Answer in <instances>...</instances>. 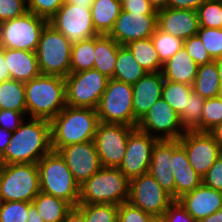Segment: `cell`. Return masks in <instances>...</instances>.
Instances as JSON below:
<instances>
[{"mask_svg": "<svg viewBox=\"0 0 222 222\" xmlns=\"http://www.w3.org/2000/svg\"><path fill=\"white\" fill-rule=\"evenodd\" d=\"M196 35L213 60L222 57V28L199 27Z\"/></svg>", "mask_w": 222, "mask_h": 222, "instance_id": "obj_41", "label": "cell"}, {"mask_svg": "<svg viewBox=\"0 0 222 222\" xmlns=\"http://www.w3.org/2000/svg\"><path fill=\"white\" fill-rule=\"evenodd\" d=\"M32 202L0 201V222H26Z\"/></svg>", "mask_w": 222, "mask_h": 222, "instance_id": "obj_40", "label": "cell"}, {"mask_svg": "<svg viewBox=\"0 0 222 222\" xmlns=\"http://www.w3.org/2000/svg\"><path fill=\"white\" fill-rule=\"evenodd\" d=\"M39 192L37 164L0 165V201L32 202Z\"/></svg>", "mask_w": 222, "mask_h": 222, "instance_id": "obj_6", "label": "cell"}, {"mask_svg": "<svg viewBox=\"0 0 222 222\" xmlns=\"http://www.w3.org/2000/svg\"><path fill=\"white\" fill-rule=\"evenodd\" d=\"M26 114L9 109H0V127L14 132L25 120Z\"/></svg>", "mask_w": 222, "mask_h": 222, "instance_id": "obj_48", "label": "cell"}, {"mask_svg": "<svg viewBox=\"0 0 222 222\" xmlns=\"http://www.w3.org/2000/svg\"><path fill=\"white\" fill-rule=\"evenodd\" d=\"M196 222L222 208V191L203 184L177 199Z\"/></svg>", "mask_w": 222, "mask_h": 222, "instance_id": "obj_21", "label": "cell"}, {"mask_svg": "<svg viewBox=\"0 0 222 222\" xmlns=\"http://www.w3.org/2000/svg\"><path fill=\"white\" fill-rule=\"evenodd\" d=\"M222 123V95L205 99L201 116V132H209Z\"/></svg>", "mask_w": 222, "mask_h": 222, "instance_id": "obj_39", "label": "cell"}, {"mask_svg": "<svg viewBox=\"0 0 222 222\" xmlns=\"http://www.w3.org/2000/svg\"><path fill=\"white\" fill-rule=\"evenodd\" d=\"M65 0H27V11L50 20Z\"/></svg>", "mask_w": 222, "mask_h": 222, "instance_id": "obj_42", "label": "cell"}, {"mask_svg": "<svg viewBox=\"0 0 222 222\" xmlns=\"http://www.w3.org/2000/svg\"><path fill=\"white\" fill-rule=\"evenodd\" d=\"M148 1L157 11L167 6V0H148Z\"/></svg>", "mask_w": 222, "mask_h": 222, "instance_id": "obj_58", "label": "cell"}, {"mask_svg": "<svg viewBox=\"0 0 222 222\" xmlns=\"http://www.w3.org/2000/svg\"><path fill=\"white\" fill-rule=\"evenodd\" d=\"M199 27L197 11L167 7L157 11V28L183 41L195 36Z\"/></svg>", "mask_w": 222, "mask_h": 222, "instance_id": "obj_19", "label": "cell"}, {"mask_svg": "<svg viewBox=\"0 0 222 222\" xmlns=\"http://www.w3.org/2000/svg\"><path fill=\"white\" fill-rule=\"evenodd\" d=\"M151 40L162 64L184 47L183 40L169 33L163 32L158 28L154 31Z\"/></svg>", "mask_w": 222, "mask_h": 222, "instance_id": "obj_36", "label": "cell"}, {"mask_svg": "<svg viewBox=\"0 0 222 222\" xmlns=\"http://www.w3.org/2000/svg\"><path fill=\"white\" fill-rule=\"evenodd\" d=\"M61 222H85V221L83 218V214L76 207H72Z\"/></svg>", "mask_w": 222, "mask_h": 222, "instance_id": "obj_52", "label": "cell"}, {"mask_svg": "<svg viewBox=\"0 0 222 222\" xmlns=\"http://www.w3.org/2000/svg\"><path fill=\"white\" fill-rule=\"evenodd\" d=\"M98 124L96 109L66 105L50 121L52 150L94 140Z\"/></svg>", "mask_w": 222, "mask_h": 222, "instance_id": "obj_2", "label": "cell"}, {"mask_svg": "<svg viewBox=\"0 0 222 222\" xmlns=\"http://www.w3.org/2000/svg\"><path fill=\"white\" fill-rule=\"evenodd\" d=\"M72 43L47 24L41 32L36 50L41 74L66 77L70 74Z\"/></svg>", "mask_w": 222, "mask_h": 222, "instance_id": "obj_7", "label": "cell"}, {"mask_svg": "<svg viewBox=\"0 0 222 222\" xmlns=\"http://www.w3.org/2000/svg\"><path fill=\"white\" fill-rule=\"evenodd\" d=\"M162 217L165 222H196L178 200L169 205Z\"/></svg>", "mask_w": 222, "mask_h": 222, "instance_id": "obj_47", "label": "cell"}, {"mask_svg": "<svg viewBox=\"0 0 222 222\" xmlns=\"http://www.w3.org/2000/svg\"><path fill=\"white\" fill-rule=\"evenodd\" d=\"M202 184L215 190L222 191V153L209 168L208 172L202 177Z\"/></svg>", "mask_w": 222, "mask_h": 222, "instance_id": "obj_46", "label": "cell"}, {"mask_svg": "<svg viewBox=\"0 0 222 222\" xmlns=\"http://www.w3.org/2000/svg\"><path fill=\"white\" fill-rule=\"evenodd\" d=\"M48 20L26 12L0 24V48L36 52L41 32Z\"/></svg>", "mask_w": 222, "mask_h": 222, "instance_id": "obj_9", "label": "cell"}, {"mask_svg": "<svg viewBox=\"0 0 222 222\" xmlns=\"http://www.w3.org/2000/svg\"><path fill=\"white\" fill-rule=\"evenodd\" d=\"M172 154L173 140H158L152 150L149 173L175 200Z\"/></svg>", "mask_w": 222, "mask_h": 222, "instance_id": "obj_22", "label": "cell"}, {"mask_svg": "<svg viewBox=\"0 0 222 222\" xmlns=\"http://www.w3.org/2000/svg\"><path fill=\"white\" fill-rule=\"evenodd\" d=\"M28 121L12 132L9 145L0 156V164H37L52 151L50 121L36 118Z\"/></svg>", "mask_w": 222, "mask_h": 222, "instance_id": "obj_1", "label": "cell"}, {"mask_svg": "<svg viewBox=\"0 0 222 222\" xmlns=\"http://www.w3.org/2000/svg\"><path fill=\"white\" fill-rule=\"evenodd\" d=\"M108 80L95 69L70 73L65 77L66 105L96 109Z\"/></svg>", "mask_w": 222, "mask_h": 222, "instance_id": "obj_10", "label": "cell"}, {"mask_svg": "<svg viewBox=\"0 0 222 222\" xmlns=\"http://www.w3.org/2000/svg\"><path fill=\"white\" fill-rule=\"evenodd\" d=\"M12 132L0 127V156L4 153L9 145Z\"/></svg>", "mask_w": 222, "mask_h": 222, "instance_id": "obj_53", "label": "cell"}, {"mask_svg": "<svg viewBox=\"0 0 222 222\" xmlns=\"http://www.w3.org/2000/svg\"><path fill=\"white\" fill-rule=\"evenodd\" d=\"M209 133L212 135V137L218 143L220 149L222 150V123L216 125L213 129L209 131Z\"/></svg>", "mask_w": 222, "mask_h": 222, "instance_id": "obj_55", "label": "cell"}, {"mask_svg": "<svg viewBox=\"0 0 222 222\" xmlns=\"http://www.w3.org/2000/svg\"><path fill=\"white\" fill-rule=\"evenodd\" d=\"M11 79L10 71L4 59V48H0V82Z\"/></svg>", "mask_w": 222, "mask_h": 222, "instance_id": "obj_51", "label": "cell"}, {"mask_svg": "<svg viewBox=\"0 0 222 222\" xmlns=\"http://www.w3.org/2000/svg\"><path fill=\"white\" fill-rule=\"evenodd\" d=\"M157 141V138L136 127L127 139L125 156L118 169L129 180L148 173L152 150Z\"/></svg>", "mask_w": 222, "mask_h": 222, "instance_id": "obj_15", "label": "cell"}, {"mask_svg": "<svg viewBox=\"0 0 222 222\" xmlns=\"http://www.w3.org/2000/svg\"><path fill=\"white\" fill-rule=\"evenodd\" d=\"M164 77L161 72H148L133 88L134 127L148 112L151 106L162 97Z\"/></svg>", "mask_w": 222, "mask_h": 222, "instance_id": "obj_20", "label": "cell"}, {"mask_svg": "<svg viewBox=\"0 0 222 222\" xmlns=\"http://www.w3.org/2000/svg\"><path fill=\"white\" fill-rule=\"evenodd\" d=\"M32 203L44 222H61L73 207L66 200L41 191Z\"/></svg>", "mask_w": 222, "mask_h": 222, "instance_id": "obj_30", "label": "cell"}, {"mask_svg": "<svg viewBox=\"0 0 222 222\" xmlns=\"http://www.w3.org/2000/svg\"><path fill=\"white\" fill-rule=\"evenodd\" d=\"M148 222H165L163 217H152Z\"/></svg>", "mask_w": 222, "mask_h": 222, "instance_id": "obj_60", "label": "cell"}, {"mask_svg": "<svg viewBox=\"0 0 222 222\" xmlns=\"http://www.w3.org/2000/svg\"><path fill=\"white\" fill-rule=\"evenodd\" d=\"M198 65L182 47L174 56L167 60L162 67L164 80L192 85L196 78Z\"/></svg>", "mask_w": 222, "mask_h": 222, "instance_id": "obj_25", "label": "cell"}, {"mask_svg": "<svg viewBox=\"0 0 222 222\" xmlns=\"http://www.w3.org/2000/svg\"><path fill=\"white\" fill-rule=\"evenodd\" d=\"M133 88L124 82L109 79L96 108L99 122L134 127Z\"/></svg>", "mask_w": 222, "mask_h": 222, "instance_id": "obj_8", "label": "cell"}, {"mask_svg": "<svg viewBox=\"0 0 222 222\" xmlns=\"http://www.w3.org/2000/svg\"><path fill=\"white\" fill-rule=\"evenodd\" d=\"M152 217L128 201L118 206V222H148Z\"/></svg>", "mask_w": 222, "mask_h": 222, "instance_id": "obj_45", "label": "cell"}, {"mask_svg": "<svg viewBox=\"0 0 222 222\" xmlns=\"http://www.w3.org/2000/svg\"><path fill=\"white\" fill-rule=\"evenodd\" d=\"M24 86L30 118L51 121L66 106L65 77L40 74Z\"/></svg>", "mask_w": 222, "mask_h": 222, "instance_id": "obj_3", "label": "cell"}, {"mask_svg": "<svg viewBox=\"0 0 222 222\" xmlns=\"http://www.w3.org/2000/svg\"><path fill=\"white\" fill-rule=\"evenodd\" d=\"M157 28V15H141L121 10L113 29L108 34L116 43L127 45L131 41L151 38Z\"/></svg>", "mask_w": 222, "mask_h": 222, "instance_id": "obj_18", "label": "cell"}, {"mask_svg": "<svg viewBox=\"0 0 222 222\" xmlns=\"http://www.w3.org/2000/svg\"><path fill=\"white\" fill-rule=\"evenodd\" d=\"M215 63H216L217 69H218L219 79H220V83L222 86V57L215 59Z\"/></svg>", "mask_w": 222, "mask_h": 222, "instance_id": "obj_59", "label": "cell"}, {"mask_svg": "<svg viewBox=\"0 0 222 222\" xmlns=\"http://www.w3.org/2000/svg\"><path fill=\"white\" fill-rule=\"evenodd\" d=\"M0 109L23 112L27 115L24 82L13 79L0 82Z\"/></svg>", "mask_w": 222, "mask_h": 222, "instance_id": "obj_32", "label": "cell"}, {"mask_svg": "<svg viewBox=\"0 0 222 222\" xmlns=\"http://www.w3.org/2000/svg\"><path fill=\"white\" fill-rule=\"evenodd\" d=\"M120 44L109 35L95 36V63L93 69L111 79L114 75L117 52Z\"/></svg>", "mask_w": 222, "mask_h": 222, "instance_id": "obj_27", "label": "cell"}, {"mask_svg": "<svg viewBox=\"0 0 222 222\" xmlns=\"http://www.w3.org/2000/svg\"><path fill=\"white\" fill-rule=\"evenodd\" d=\"M206 0H167V8L173 9H187L194 10L197 9L205 2Z\"/></svg>", "mask_w": 222, "mask_h": 222, "instance_id": "obj_50", "label": "cell"}, {"mask_svg": "<svg viewBox=\"0 0 222 222\" xmlns=\"http://www.w3.org/2000/svg\"><path fill=\"white\" fill-rule=\"evenodd\" d=\"M27 216L26 222H44L33 203L29 205Z\"/></svg>", "mask_w": 222, "mask_h": 222, "instance_id": "obj_54", "label": "cell"}, {"mask_svg": "<svg viewBox=\"0 0 222 222\" xmlns=\"http://www.w3.org/2000/svg\"><path fill=\"white\" fill-rule=\"evenodd\" d=\"M205 99L192 92L188 97L187 106L179 114L181 126L185 131L201 132V116Z\"/></svg>", "mask_w": 222, "mask_h": 222, "instance_id": "obj_35", "label": "cell"}, {"mask_svg": "<svg viewBox=\"0 0 222 222\" xmlns=\"http://www.w3.org/2000/svg\"><path fill=\"white\" fill-rule=\"evenodd\" d=\"M199 222H222V208L213 214L201 219Z\"/></svg>", "mask_w": 222, "mask_h": 222, "instance_id": "obj_56", "label": "cell"}, {"mask_svg": "<svg viewBox=\"0 0 222 222\" xmlns=\"http://www.w3.org/2000/svg\"><path fill=\"white\" fill-rule=\"evenodd\" d=\"M136 127L99 122L94 143L102 167L119 168L126 152L127 139Z\"/></svg>", "mask_w": 222, "mask_h": 222, "instance_id": "obj_11", "label": "cell"}, {"mask_svg": "<svg viewBox=\"0 0 222 222\" xmlns=\"http://www.w3.org/2000/svg\"><path fill=\"white\" fill-rule=\"evenodd\" d=\"M48 24L61 32L72 44L99 35L93 25L91 9L65 2Z\"/></svg>", "mask_w": 222, "mask_h": 222, "instance_id": "obj_13", "label": "cell"}, {"mask_svg": "<svg viewBox=\"0 0 222 222\" xmlns=\"http://www.w3.org/2000/svg\"><path fill=\"white\" fill-rule=\"evenodd\" d=\"M130 180L118 169L101 167L80 185L79 204L121 205L128 200Z\"/></svg>", "mask_w": 222, "mask_h": 222, "instance_id": "obj_4", "label": "cell"}, {"mask_svg": "<svg viewBox=\"0 0 222 222\" xmlns=\"http://www.w3.org/2000/svg\"><path fill=\"white\" fill-rule=\"evenodd\" d=\"M184 48L187 50L188 55L199 66L210 63L213 59L208 54L202 41L197 35L191 36L184 40Z\"/></svg>", "mask_w": 222, "mask_h": 222, "instance_id": "obj_43", "label": "cell"}, {"mask_svg": "<svg viewBox=\"0 0 222 222\" xmlns=\"http://www.w3.org/2000/svg\"><path fill=\"white\" fill-rule=\"evenodd\" d=\"M122 10L141 15H157V10L150 4L148 0H120Z\"/></svg>", "mask_w": 222, "mask_h": 222, "instance_id": "obj_49", "label": "cell"}, {"mask_svg": "<svg viewBox=\"0 0 222 222\" xmlns=\"http://www.w3.org/2000/svg\"><path fill=\"white\" fill-rule=\"evenodd\" d=\"M147 72L139 65L126 45H120L112 79L134 85Z\"/></svg>", "mask_w": 222, "mask_h": 222, "instance_id": "obj_29", "label": "cell"}, {"mask_svg": "<svg viewBox=\"0 0 222 222\" xmlns=\"http://www.w3.org/2000/svg\"><path fill=\"white\" fill-rule=\"evenodd\" d=\"M27 11V0H0V24L23 16Z\"/></svg>", "mask_w": 222, "mask_h": 222, "instance_id": "obj_44", "label": "cell"}, {"mask_svg": "<svg viewBox=\"0 0 222 222\" xmlns=\"http://www.w3.org/2000/svg\"><path fill=\"white\" fill-rule=\"evenodd\" d=\"M139 65L148 72H161L163 64L159 60L151 38L131 41L126 45Z\"/></svg>", "mask_w": 222, "mask_h": 222, "instance_id": "obj_31", "label": "cell"}, {"mask_svg": "<svg viewBox=\"0 0 222 222\" xmlns=\"http://www.w3.org/2000/svg\"><path fill=\"white\" fill-rule=\"evenodd\" d=\"M127 201L154 217H162L174 199L148 172L130 180Z\"/></svg>", "mask_w": 222, "mask_h": 222, "instance_id": "obj_12", "label": "cell"}, {"mask_svg": "<svg viewBox=\"0 0 222 222\" xmlns=\"http://www.w3.org/2000/svg\"><path fill=\"white\" fill-rule=\"evenodd\" d=\"M192 92V85L164 80L162 98L180 114L187 106L188 97Z\"/></svg>", "mask_w": 222, "mask_h": 222, "instance_id": "obj_34", "label": "cell"}, {"mask_svg": "<svg viewBox=\"0 0 222 222\" xmlns=\"http://www.w3.org/2000/svg\"><path fill=\"white\" fill-rule=\"evenodd\" d=\"M58 152L79 185L91 178L102 167L94 140L71 144Z\"/></svg>", "mask_w": 222, "mask_h": 222, "instance_id": "obj_17", "label": "cell"}, {"mask_svg": "<svg viewBox=\"0 0 222 222\" xmlns=\"http://www.w3.org/2000/svg\"><path fill=\"white\" fill-rule=\"evenodd\" d=\"M199 25L204 28H222V1L206 0L197 9Z\"/></svg>", "mask_w": 222, "mask_h": 222, "instance_id": "obj_38", "label": "cell"}, {"mask_svg": "<svg viewBox=\"0 0 222 222\" xmlns=\"http://www.w3.org/2000/svg\"><path fill=\"white\" fill-rule=\"evenodd\" d=\"M85 222H118V206L114 204H78Z\"/></svg>", "mask_w": 222, "mask_h": 222, "instance_id": "obj_37", "label": "cell"}, {"mask_svg": "<svg viewBox=\"0 0 222 222\" xmlns=\"http://www.w3.org/2000/svg\"><path fill=\"white\" fill-rule=\"evenodd\" d=\"M95 36L72 44L70 73L93 69L95 63Z\"/></svg>", "mask_w": 222, "mask_h": 222, "instance_id": "obj_33", "label": "cell"}, {"mask_svg": "<svg viewBox=\"0 0 222 222\" xmlns=\"http://www.w3.org/2000/svg\"><path fill=\"white\" fill-rule=\"evenodd\" d=\"M95 0H65V3H69L76 6L91 9V6Z\"/></svg>", "mask_w": 222, "mask_h": 222, "instance_id": "obj_57", "label": "cell"}, {"mask_svg": "<svg viewBox=\"0 0 222 222\" xmlns=\"http://www.w3.org/2000/svg\"><path fill=\"white\" fill-rule=\"evenodd\" d=\"M40 191L62 198L73 207L79 204L80 185L59 152L51 151L37 163Z\"/></svg>", "mask_w": 222, "mask_h": 222, "instance_id": "obj_5", "label": "cell"}, {"mask_svg": "<svg viewBox=\"0 0 222 222\" xmlns=\"http://www.w3.org/2000/svg\"><path fill=\"white\" fill-rule=\"evenodd\" d=\"M188 160L196 173L203 177L221 155L222 150L209 132L186 131L180 138Z\"/></svg>", "mask_w": 222, "mask_h": 222, "instance_id": "obj_16", "label": "cell"}, {"mask_svg": "<svg viewBox=\"0 0 222 222\" xmlns=\"http://www.w3.org/2000/svg\"><path fill=\"white\" fill-rule=\"evenodd\" d=\"M137 128L158 140H179L186 132L181 126L179 114L162 97L138 122Z\"/></svg>", "mask_w": 222, "mask_h": 222, "instance_id": "obj_14", "label": "cell"}, {"mask_svg": "<svg viewBox=\"0 0 222 222\" xmlns=\"http://www.w3.org/2000/svg\"><path fill=\"white\" fill-rule=\"evenodd\" d=\"M170 168L173 170L175 182V200L202 184V177L191 166L187 153L179 140H173L172 164Z\"/></svg>", "mask_w": 222, "mask_h": 222, "instance_id": "obj_23", "label": "cell"}, {"mask_svg": "<svg viewBox=\"0 0 222 222\" xmlns=\"http://www.w3.org/2000/svg\"><path fill=\"white\" fill-rule=\"evenodd\" d=\"M4 59L13 80L25 83L41 74L36 52L4 48Z\"/></svg>", "mask_w": 222, "mask_h": 222, "instance_id": "obj_24", "label": "cell"}, {"mask_svg": "<svg viewBox=\"0 0 222 222\" xmlns=\"http://www.w3.org/2000/svg\"><path fill=\"white\" fill-rule=\"evenodd\" d=\"M120 0H95L91 6L92 21L99 35H108L120 15Z\"/></svg>", "mask_w": 222, "mask_h": 222, "instance_id": "obj_26", "label": "cell"}, {"mask_svg": "<svg viewBox=\"0 0 222 222\" xmlns=\"http://www.w3.org/2000/svg\"><path fill=\"white\" fill-rule=\"evenodd\" d=\"M192 88L194 93L204 99L222 95V86L215 60L204 65H199Z\"/></svg>", "mask_w": 222, "mask_h": 222, "instance_id": "obj_28", "label": "cell"}]
</instances>
